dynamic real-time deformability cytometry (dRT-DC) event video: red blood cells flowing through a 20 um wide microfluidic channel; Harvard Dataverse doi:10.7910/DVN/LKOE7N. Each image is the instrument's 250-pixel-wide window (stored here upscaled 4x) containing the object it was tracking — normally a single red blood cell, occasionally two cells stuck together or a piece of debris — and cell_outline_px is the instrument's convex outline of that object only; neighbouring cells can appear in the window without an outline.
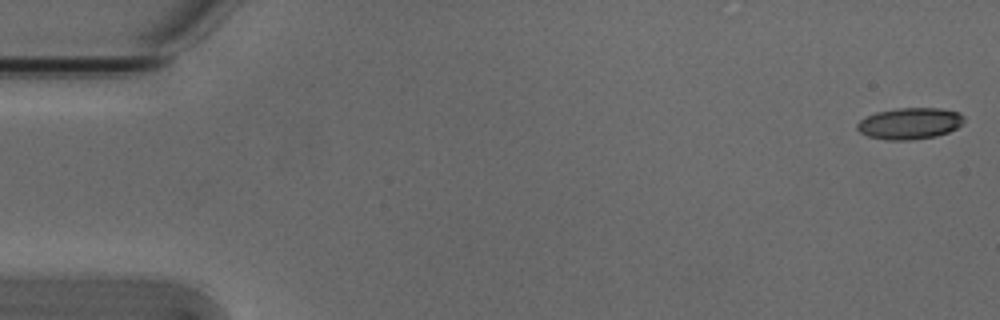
{"species": "Egyptian fruit bat (a non-hibernating species)", "species_latin": "Rousettus aegyptiacus", "temperature_condition": "cold", "stored_images_in_passage": 5, "camera_frame_rate_fps": 3000, "um_per_image_px": 0.085, "animal": {"sex": "male"}, "frame": {"image": 1, "passage_image": 1, "time_ms": 0.0, "image_size_px": [1000, 320], "cell_outline_px": [[964, 120], [956, 128], [948, 132], [936, 136], [912, 140], [888, 140], [868, 136], [860, 132], [856, 128], [856, 124], [860, 120], [876, 112], [900, 108], [940, 108], [960, 112], [964, 116]], "centroid_in_image_um": [77.33, 10.49], "position_along_channel_um": 7.7, "area_um2": 19.54}}